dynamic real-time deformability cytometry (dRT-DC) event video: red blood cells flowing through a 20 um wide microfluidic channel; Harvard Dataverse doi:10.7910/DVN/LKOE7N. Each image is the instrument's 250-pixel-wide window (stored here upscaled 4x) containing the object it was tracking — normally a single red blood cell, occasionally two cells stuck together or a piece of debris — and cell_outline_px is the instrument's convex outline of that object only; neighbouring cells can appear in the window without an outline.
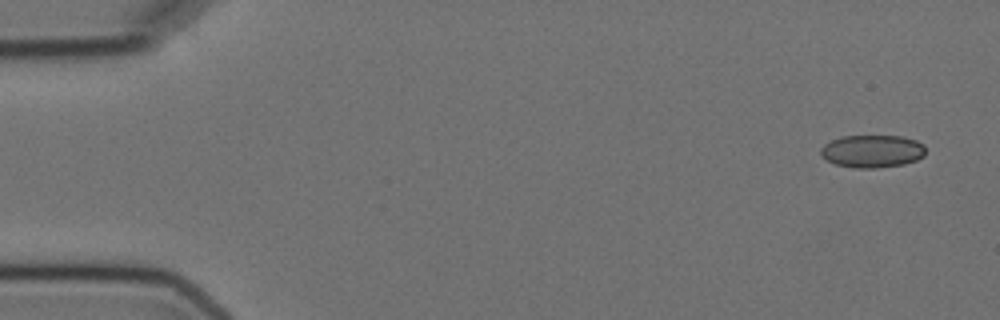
{"species": "Egyptian fruit bat (a non-hibernating species)", "species_latin": "Rousettus aegyptiacus", "temperature_condition": "cold", "stored_images_in_passage": 7, "camera_frame_rate_fps": 3000, "um_per_image_px": 0.085, "animal": {"sex": "female"}, "frame": {"image": 1, "passage_image": 1, "time_ms": 0.0, "image_size_px": [1000, 320], "cell_outline_px": [[924, 156], [916, 160], [904, 164], [876, 168], [856, 168], [836, 164], [820, 156], [820, 148], [824, 144], [840, 136], [904, 136], [916, 140], [924, 144]], "centroid_in_image_um": [74.14, 12.85], "position_along_channel_um": 10.9, "area_um2": 20.06}}
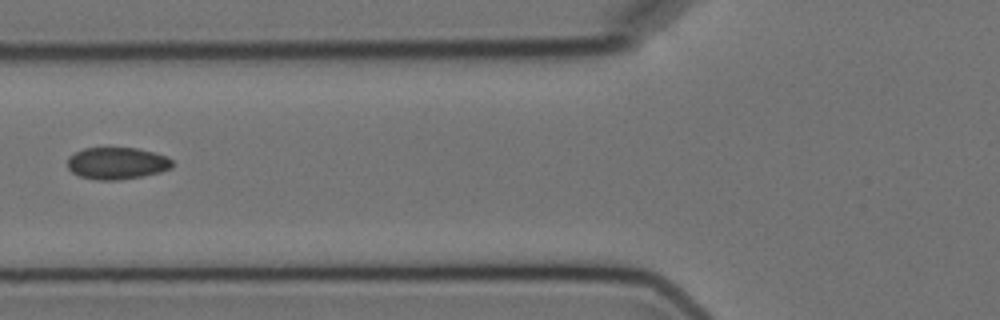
{"frame": {"image": 2, "passage_image": 5, "time_ms": 6.333, "image_size_px": [1000, 320], "cell_outline_px": [[172, 168], [160, 172], [120, 180], [96, 180], [80, 176], [72, 172], [68, 168], [68, 156], [84, 148], [136, 148], [168, 156], [172, 160]], "centroid_in_image_um": [9.94, 13.88], "position_along_channel_um": 115.9, "area_um2": 19.48}}
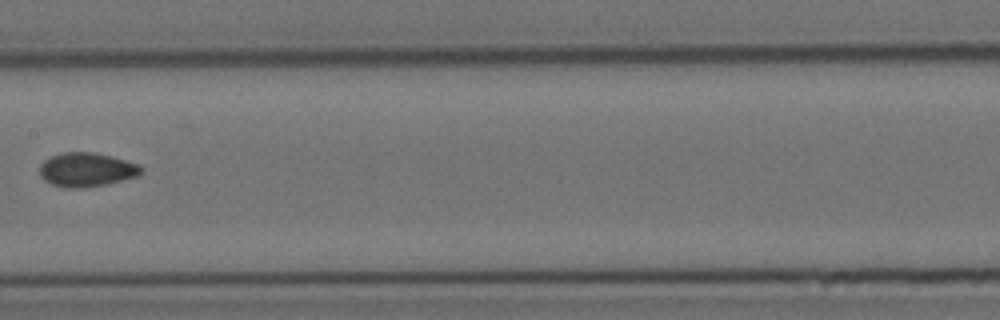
{"frame": {"image": 3, "passage_image": 7, "time_ms": 8.667, "image_size_px": [1000, 320], "cell_outline_px": [[144, 172], [136, 176], [88, 188], [64, 188], [52, 184], [44, 180], [40, 176], [40, 164], [44, 160], [60, 152], [96, 152], [112, 156], [136, 164], [144, 168]], "centroid_in_image_um": [7.33, 14.42], "position_along_channel_um": 200.1, "area_um2": 20.17}}